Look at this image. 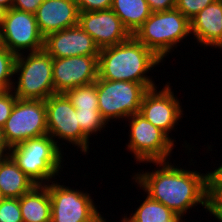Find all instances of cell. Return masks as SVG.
<instances>
[{
	"instance_id": "cell-36",
	"label": "cell",
	"mask_w": 222,
	"mask_h": 222,
	"mask_svg": "<svg viewBox=\"0 0 222 222\" xmlns=\"http://www.w3.org/2000/svg\"><path fill=\"white\" fill-rule=\"evenodd\" d=\"M122 222H130L128 219H127V216L125 215L122 220ZM96 222H106V219H104V217H102V215L100 214V216L98 217L97 221Z\"/></svg>"
},
{
	"instance_id": "cell-35",
	"label": "cell",
	"mask_w": 222,
	"mask_h": 222,
	"mask_svg": "<svg viewBox=\"0 0 222 222\" xmlns=\"http://www.w3.org/2000/svg\"><path fill=\"white\" fill-rule=\"evenodd\" d=\"M6 10L7 9L0 4V27L3 22V18L5 17Z\"/></svg>"
},
{
	"instance_id": "cell-27",
	"label": "cell",
	"mask_w": 222,
	"mask_h": 222,
	"mask_svg": "<svg viewBox=\"0 0 222 222\" xmlns=\"http://www.w3.org/2000/svg\"><path fill=\"white\" fill-rule=\"evenodd\" d=\"M17 100L12 90L0 93V127H4Z\"/></svg>"
},
{
	"instance_id": "cell-8",
	"label": "cell",
	"mask_w": 222,
	"mask_h": 222,
	"mask_svg": "<svg viewBox=\"0 0 222 222\" xmlns=\"http://www.w3.org/2000/svg\"><path fill=\"white\" fill-rule=\"evenodd\" d=\"M48 134L54 139L65 140L87 154L89 137L81 130L78 123V111L73 107L65 93H55L45 100Z\"/></svg>"
},
{
	"instance_id": "cell-20",
	"label": "cell",
	"mask_w": 222,
	"mask_h": 222,
	"mask_svg": "<svg viewBox=\"0 0 222 222\" xmlns=\"http://www.w3.org/2000/svg\"><path fill=\"white\" fill-rule=\"evenodd\" d=\"M111 9L131 35H134L152 14L147 0H113Z\"/></svg>"
},
{
	"instance_id": "cell-7",
	"label": "cell",
	"mask_w": 222,
	"mask_h": 222,
	"mask_svg": "<svg viewBox=\"0 0 222 222\" xmlns=\"http://www.w3.org/2000/svg\"><path fill=\"white\" fill-rule=\"evenodd\" d=\"M127 119L130 123V140L126 147L133 153L136 161L139 163L170 161V158H167L175 145L174 139L169 138L140 113L131 115Z\"/></svg>"
},
{
	"instance_id": "cell-19",
	"label": "cell",
	"mask_w": 222,
	"mask_h": 222,
	"mask_svg": "<svg viewBox=\"0 0 222 222\" xmlns=\"http://www.w3.org/2000/svg\"><path fill=\"white\" fill-rule=\"evenodd\" d=\"M23 222H48L51 220V199L46 185H36L19 198Z\"/></svg>"
},
{
	"instance_id": "cell-1",
	"label": "cell",
	"mask_w": 222,
	"mask_h": 222,
	"mask_svg": "<svg viewBox=\"0 0 222 222\" xmlns=\"http://www.w3.org/2000/svg\"><path fill=\"white\" fill-rule=\"evenodd\" d=\"M169 162H147L155 163L159 169L138 172L132 179L148 196L170 208L181 219L188 209L198 204L210 213L208 173L182 169Z\"/></svg>"
},
{
	"instance_id": "cell-17",
	"label": "cell",
	"mask_w": 222,
	"mask_h": 222,
	"mask_svg": "<svg viewBox=\"0 0 222 222\" xmlns=\"http://www.w3.org/2000/svg\"><path fill=\"white\" fill-rule=\"evenodd\" d=\"M190 32L205 47L222 48V0H215L190 20Z\"/></svg>"
},
{
	"instance_id": "cell-13",
	"label": "cell",
	"mask_w": 222,
	"mask_h": 222,
	"mask_svg": "<svg viewBox=\"0 0 222 222\" xmlns=\"http://www.w3.org/2000/svg\"><path fill=\"white\" fill-rule=\"evenodd\" d=\"M98 56H74L53 58V83L55 93L96 82Z\"/></svg>"
},
{
	"instance_id": "cell-2",
	"label": "cell",
	"mask_w": 222,
	"mask_h": 222,
	"mask_svg": "<svg viewBox=\"0 0 222 222\" xmlns=\"http://www.w3.org/2000/svg\"><path fill=\"white\" fill-rule=\"evenodd\" d=\"M160 63L162 60L132 35L122 43L100 49L98 79L137 82L149 90L157 86L146 74Z\"/></svg>"
},
{
	"instance_id": "cell-14",
	"label": "cell",
	"mask_w": 222,
	"mask_h": 222,
	"mask_svg": "<svg viewBox=\"0 0 222 222\" xmlns=\"http://www.w3.org/2000/svg\"><path fill=\"white\" fill-rule=\"evenodd\" d=\"M78 25L94 39L99 49L117 45L132 36L112 9L79 12Z\"/></svg>"
},
{
	"instance_id": "cell-6",
	"label": "cell",
	"mask_w": 222,
	"mask_h": 222,
	"mask_svg": "<svg viewBox=\"0 0 222 222\" xmlns=\"http://www.w3.org/2000/svg\"><path fill=\"white\" fill-rule=\"evenodd\" d=\"M148 89L141 83L97 79L98 110L107 122L140 113Z\"/></svg>"
},
{
	"instance_id": "cell-16",
	"label": "cell",
	"mask_w": 222,
	"mask_h": 222,
	"mask_svg": "<svg viewBox=\"0 0 222 222\" xmlns=\"http://www.w3.org/2000/svg\"><path fill=\"white\" fill-rule=\"evenodd\" d=\"M41 34H48L78 25L79 10L75 0H44L35 13Z\"/></svg>"
},
{
	"instance_id": "cell-18",
	"label": "cell",
	"mask_w": 222,
	"mask_h": 222,
	"mask_svg": "<svg viewBox=\"0 0 222 222\" xmlns=\"http://www.w3.org/2000/svg\"><path fill=\"white\" fill-rule=\"evenodd\" d=\"M36 185L10 156L0 159V195L2 198H20Z\"/></svg>"
},
{
	"instance_id": "cell-3",
	"label": "cell",
	"mask_w": 222,
	"mask_h": 222,
	"mask_svg": "<svg viewBox=\"0 0 222 222\" xmlns=\"http://www.w3.org/2000/svg\"><path fill=\"white\" fill-rule=\"evenodd\" d=\"M59 146L46 134L11 147L9 156L37 185H46L62 167L63 156Z\"/></svg>"
},
{
	"instance_id": "cell-11",
	"label": "cell",
	"mask_w": 222,
	"mask_h": 222,
	"mask_svg": "<svg viewBox=\"0 0 222 222\" xmlns=\"http://www.w3.org/2000/svg\"><path fill=\"white\" fill-rule=\"evenodd\" d=\"M46 184L51 199L53 222H96L101 213L87 192L59 183Z\"/></svg>"
},
{
	"instance_id": "cell-4",
	"label": "cell",
	"mask_w": 222,
	"mask_h": 222,
	"mask_svg": "<svg viewBox=\"0 0 222 222\" xmlns=\"http://www.w3.org/2000/svg\"><path fill=\"white\" fill-rule=\"evenodd\" d=\"M28 53L23 51L16 55L14 75L18 80L15 81L17 85L13 84L12 91L18 99L45 101L55 94L53 58L44 49Z\"/></svg>"
},
{
	"instance_id": "cell-15",
	"label": "cell",
	"mask_w": 222,
	"mask_h": 222,
	"mask_svg": "<svg viewBox=\"0 0 222 222\" xmlns=\"http://www.w3.org/2000/svg\"><path fill=\"white\" fill-rule=\"evenodd\" d=\"M44 50L52 58L99 56L100 52L94 39L79 25L48 34Z\"/></svg>"
},
{
	"instance_id": "cell-26",
	"label": "cell",
	"mask_w": 222,
	"mask_h": 222,
	"mask_svg": "<svg viewBox=\"0 0 222 222\" xmlns=\"http://www.w3.org/2000/svg\"><path fill=\"white\" fill-rule=\"evenodd\" d=\"M215 0H177L176 9L189 21Z\"/></svg>"
},
{
	"instance_id": "cell-22",
	"label": "cell",
	"mask_w": 222,
	"mask_h": 222,
	"mask_svg": "<svg viewBox=\"0 0 222 222\" xmlns=\"http://www.w3.org/2000/svg\"><path fill=\"white\" fill-rule=\"evenodd\" d=\"M65 94L74 108L98 109L97 80L94 83L70 89Z\"/></svg>"
},
{
	"instance_id": "cell-9",
	"label": "cell",
	"mask_w": 222,
	"mask_h": 222,
	"mask_svg": "<svg viewBox=\"0 0 222 222\" xmlns=\"http://www.w3.org/2000/svg\"><path fill=\"white\" fill-rule=\"evenodd\" d=\"M3 131L10 148L48 134L45 101L17 98Z\"/></svg>"
},
{
	"instance_id": "cell-37",
	"label": "cell",
	"mask_w": 222,
	"mask_h": 222,
	"mask_svg": "<svg viewBox=\"0 0 222 222\" xmlns=\"http://www.w3.org/2000/svg\"><path fill=\"white\" fill-rule=\"evenodd\" d=\"M210 214L215 216V219L222 222V212H210Z\"/></svg>"
},
{
	"instance_id": "cell-28",
	"label": "cell",
	"mask_w": 222,
	"mask_h": 222,
	"mask_svg": "<svg viewBox=\"0 0 222 222\" xmlns=\"http://www.w3.org/2000/svg\"><path fill=\"white\" fill-rule=\"evenodd\" d=\"M208 197L211 202L222 191V164L212 172H208Z\"/></svg>"
},
{
	"instance_id": "cell-24",
	"label": "cell",
	"mask_w": 222,
	"mask_h": 222,
	"mask_svg": "<svg viewBox=\"0 0 222 222\" xmlns=\"http://www.w3.org/2000/svg\"><path fill=\"white\" fill-rule=\"evenodd\" d=\"M16 55L0 45V90H12Z\"/></svg>"
},
{
	"instance_id": "cell-5",
	"label": "cell",
	"mask_w": 222,
	"mask_h": 222,
	"mask_svg": "<svg viewBox=\"0 0 222 222\" xmlns=\"http://www.w3.org/2000/svg\"><path fill=\"white\" fill-rule=\"evenodd\" d=\"M190 34V21L175 8L152 12L133 36L163 61Z\"/></svg>"
},
{
	"instance_id": "cell-10",
	"label": "cell",
	"mask_w": 222,
	"mask_h": 222,
	"mask_svg": "<svg viewBox=\"0 0 222 222\" xmlns=\"http://www.w3.org/2000/svg\"><path fill=\"white\" fill-rule=\"evenodd\" d=\"M44 38L39 31L35 14L15 8L6 10L0 27V45L19 55L24 49L26 52L44 49Z\"/></svg>"
},
{
	"instance_id": "cell-32",
	"label": "cell",
	"mask_w": 222,
	"mask_h": 222,
	"mask_svg": "<svg viewBox=\"0 0 222 222\" xmlns=\"http://www.w3.org/2000/svg\"><path fill=\"white\" fill-rule=\"evenodd\" d=\"M9 150V151H8ZM11 148L7 144L5 137H4V131L3 128L0 127V156L1 157H6L9 156ZM7 151V152H6ZM5 153V154H4Z\"/></svg>"
},
{
	"instance_id": "cell-33",
	"label": "cell",
	"mask_w": 222,
	"mask_h": 222,
	"mask_svg": "<svg viewBox=\"0 0 222 222\" xmlns=\"http://www.w3.org/2000/svg\"><path fill=\"white\" fill-rule=\"evenodd\" d=\"M210 212H222V191L210 202Z\"/></svg>"
},
{
	"instance_id": "cell-12",
	"label": "cell",
	"mask_w": 222,
	"mask_h": 222,
	"mask_svg": "<svg viewBox=\"0 0 222 222\" xmlns=\"http://www.w3.org/2000/svg\"><path fill=\"white\" fill-rule=\"evenodd\" d=\"M167 82L160 91L157 87L149 89L143 96L140 114L155 127L163 131L169 138L171 130L178 125V120L183 115V108Z\"/></svg>"
},
{
	"instance_id": "cell-34",
	"label": "cell",
	"mask_w": 222,
	"mask_h": 222,
	"mask_svg": "<svg viewBox=\"0 0 222 222\" xmlns=\"http://www.w3.org/2000/svg\"><path fill=\"white\" fill-rule=\"evenodd\" d=\"M14 0H0V4L6 9H10L13 7Z\"/></svg>"
},
{
	"instance_id": "cell-23",
	"label": "cell",
	"mask_w": 222,
	"mask_h": 222,
	"mask_svg": "<svg viewBox=\"0 0 222 222\" xmlns=\"http://www.w3.org/2000/svg\"><path fill=\"white\" fill-rule=\"evenodd\" d=\"M75 109L78 111L79 126L88 137L106 128L107 122L102 118L98 109Z\"/></svg>"
},
{
	"instance_id": "cell-31",
	"label": "cell",
	"mask_w": 222,
	"mask_h": 222,
	"mask_svg": "<svg viewBox=\"0 0 222 222\" xmlns=\"http://www.w3.org/2000/svg\"><path fill=\"white\" fill-rule=\"evenodd\" d=\"M152 12H163L176 8L177 0H147Z\"/></svg>"
},
{
	"instance_id": "cell-30",
	"label": "cell",
	"mask_w": 222,
	"mask_h": 222,
	"mask_svg": "<svg viewBox=\"0 0 222 222\" xmlns=\"http://www.w3.org/2000/svg\"><path fill=\"white\" fill-rule=\"evenodd\" d=\"M43 2L44 0H14L12 8L35 14Z\"/></svg>"
},
{
	"instance_id": "cell-21",
	"label": "cell",
	"mask_w": 222,
	"mask_h": 222,
	"mask_svg": "<svg viewBox=\"0 0 222 222\" xmlns=\"http://www.w3.org/2000/svg\"><path fill=\"white\" fill-rule=\"evenodd\" d=\"M145 200L127 219L130 222H181L182 219L161 202L146 195Z\"/></svg>"
},
{
	"instance_id": "cell-29",
	"label": "cell",
	"mask_w": 222,
	"mask_h": 222,
	"mask_svg": "<svg viewBox=\"0 0 222 222\" xmlns=\"http://www.w3.org/2000/svg\"><path fill=\"white\" fill-rule=\"evenodd\" d=\"M79 12H92L108 10L112 7L113 0H75Z\"/></svg>"
},
{
	"instance_id": "cell-25",
	"label": "cell",
	"mask_w": 222,
	"mask_h": 222,
	"mask_svg": "<svg viewBox=\"0 0 222 222\" xmlns=\"http://www.w3.org/2000/svg\"><path fill=\"white\" fill-rule=\"evenodd\" d=\"M0 222H23L19 198L0 199Z\"/></svg>"
}]
</instances>
